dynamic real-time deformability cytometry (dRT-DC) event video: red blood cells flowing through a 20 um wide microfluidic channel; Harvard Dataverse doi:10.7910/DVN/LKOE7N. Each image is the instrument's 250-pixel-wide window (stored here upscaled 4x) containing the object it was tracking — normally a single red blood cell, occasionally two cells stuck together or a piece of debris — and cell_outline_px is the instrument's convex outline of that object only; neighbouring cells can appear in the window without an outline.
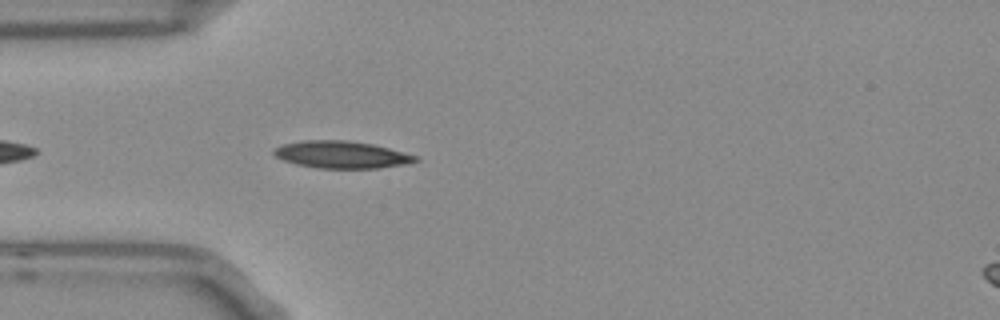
{"species": "Egyptian fruit bat (a non-hibernating species)", "species_latin": "Rousettus aegyptiacus", "temperature_condition": "room temperature", "stored_images_in_passage": 7, "camera_frame_rate_fps": 3000, "um_per_image_px": 0.085, "frame": {"image": 1, "passage_image": 4, "time_ms": 1.0, "image_size_px": [1000, 320], "cell_outline_px": [[420, 160], [404, 164], [380, 168], [320, 168], [296, 164], [284, 160], [276, 156], [272, 152], [272, 148], [284, 144], [304, 140], [348, 140], [372, 144], [388, 148], [416, 156]], "centroid_in_image_um": [29.0, 13.14], "position_along_channel_um": 56.0, "area_um2": 22.25}}